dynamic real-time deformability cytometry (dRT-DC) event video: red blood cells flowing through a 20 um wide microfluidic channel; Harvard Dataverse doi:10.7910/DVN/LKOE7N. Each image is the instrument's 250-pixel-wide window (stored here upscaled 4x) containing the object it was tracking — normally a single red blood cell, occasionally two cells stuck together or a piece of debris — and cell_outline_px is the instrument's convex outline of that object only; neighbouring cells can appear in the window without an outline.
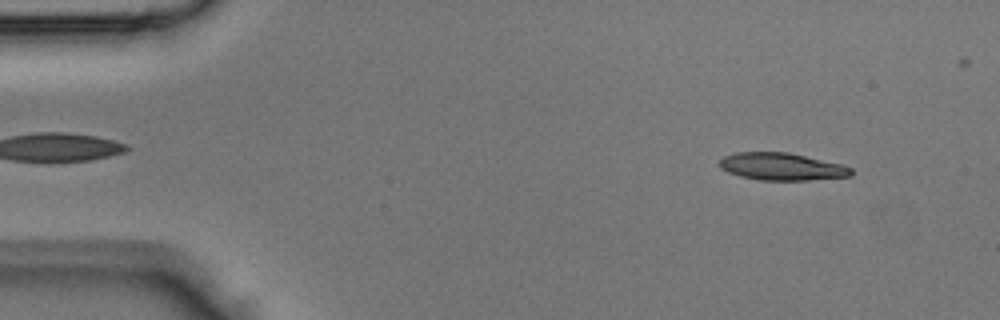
{"species": "Egyptian fruit bat (a non-hibernating species)", "species_latin": "Rousettus aegyptiacus", "temperature_condition": "room temperature", "stored_images_in_passage": 38, "camera_frame_rate_fps": 3000, "um_per_image_px": 0.085, "animal": {"sex": "male"}, "frame": {"image": 1, "passage_image": 4, "time_ms": 1.0, "image_size_px": [1000, 320], "cell_outline_px": [[852, 176], [808, 180], [760, 180], [740, 176], [728, 172], [720, 168], [716, 164], [724, 156], [736, 152], [788, 152], [844, 164], [852, 168]], "centroid_in_image_um": [66.45, 14.15], "position_along_channel_um": 18.6, "area_um2": 21.21}}
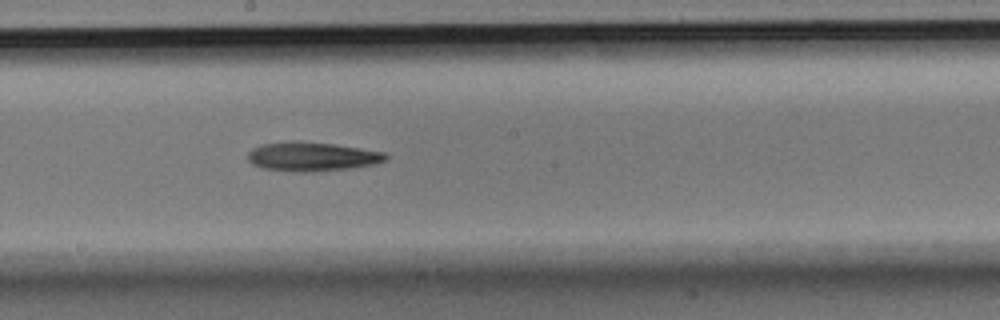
{"frame": {"image": 2, "passage_image": 23, "time_ms": 7.333, "image_size_px": [1000, 320], "cell_outline_px": [[388, 156], [384, 160], [376, 164], [348, 168], [304, 172], [296, 172], [264, 168], [252, 164], [248, 160], [248, 152], [252, 148], [260, 144], [292, 140], [296, 140], [332, 144], [360, 148], [384, 152]], "centroid_in_image_um": [26.47, 13.29], "position_along_channel_um": 221.7, "area_um2": 23.29}}
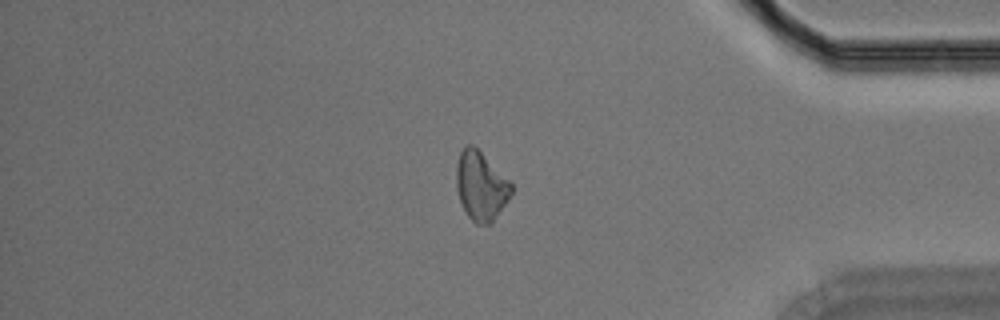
{"frame": {"image": 3, "passage_image": 36, "time_ms": 11.667, "image_size_px": [1000, 320], "cell_outline_px": [[512, 192], [508, 200], [492, 224], [476, 224], [468, 216], [460, 200], [456, 188], [456, 164], [460, 152], [468, 144], [472, 144], [512, 184]], "centroid_in_image_um": [40.86, 15.84], "position_along_channel_um": 394.3, "area_um2": 21.73}}